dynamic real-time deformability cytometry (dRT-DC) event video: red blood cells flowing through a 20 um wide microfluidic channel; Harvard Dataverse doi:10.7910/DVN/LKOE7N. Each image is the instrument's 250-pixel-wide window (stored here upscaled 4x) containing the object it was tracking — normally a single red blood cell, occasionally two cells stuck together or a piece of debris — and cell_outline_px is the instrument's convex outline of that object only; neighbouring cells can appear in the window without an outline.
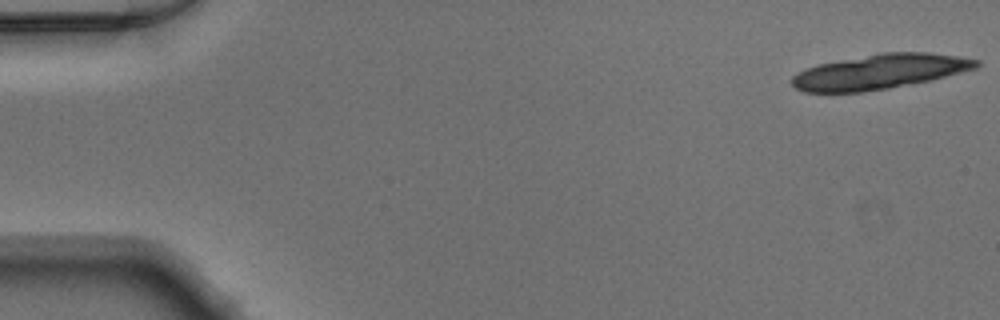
{"species": "Egyptian fruit bat (a non-hibernating species)", "species_latin": "Rousettus aegyptiacus", "temperature_condition": "warm", "stored_images_in_passage": 19, "camera_frame_rate_fps": 3000, "um_per_image_px": 0.085, "animal": {"sex": "male"}, "frame": {"image": 1, "passage_image": 1, "time_ms": 0.0, "image_size_px": [1000, 320], "cell_outline_px": [[980, 64], [976, 68], [932, 80], [888, 88], [860, 92], [804, 92], [796, 88], [792, 84], [792, 76], [816, 64], [880, 52], [928, 52], [956, 56], [980, 60]], "centroid_in_image_um": [74.79, 6.08], "position_along_channel_um": 10.2, "area_um2": 37.28}}